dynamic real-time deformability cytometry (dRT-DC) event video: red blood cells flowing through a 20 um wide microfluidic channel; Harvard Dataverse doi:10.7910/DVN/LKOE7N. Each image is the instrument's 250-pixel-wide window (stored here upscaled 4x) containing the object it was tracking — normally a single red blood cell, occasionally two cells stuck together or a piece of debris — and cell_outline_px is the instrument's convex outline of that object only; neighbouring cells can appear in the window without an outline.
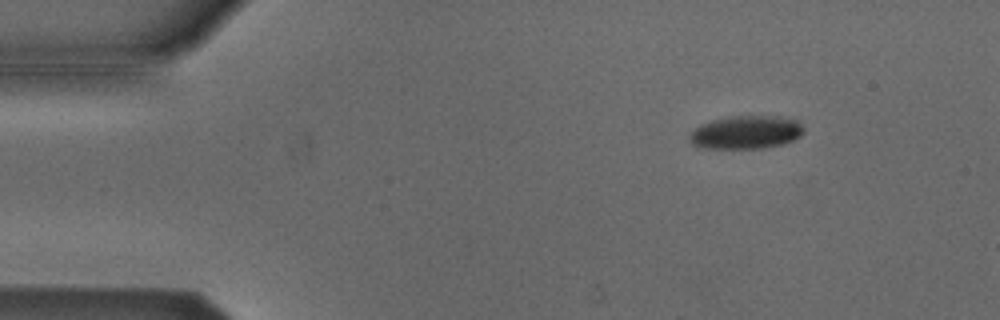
{"species": "Egyptian fruit bat (a non-hibernating species)", "species_latin": "Rousettus aegyptiacus", "temperature_condition": "cold", "stored_images_in_passage": 9, "camera_frame_rate_fps": 3000, "um_per_image_px": 0.085, "animal": {"sex": "male"}, "frame": {"image": 1, "passage_image": 2, "time_ms": 0.333, "image_size_px": [1000, 320], "cell_outline_px": [[804, 132], [800, 136], [784, 144], [764, 148], [696, 148], [688, 140], [688, 136], [700, 124], [712, 120], [728, 116], [776, 116], [796, 120], [804, 128]], "centroid_in_image_um": [63.38, 11.25], "position_along_channel_um": 21.6, "area_um2": 22.25}}